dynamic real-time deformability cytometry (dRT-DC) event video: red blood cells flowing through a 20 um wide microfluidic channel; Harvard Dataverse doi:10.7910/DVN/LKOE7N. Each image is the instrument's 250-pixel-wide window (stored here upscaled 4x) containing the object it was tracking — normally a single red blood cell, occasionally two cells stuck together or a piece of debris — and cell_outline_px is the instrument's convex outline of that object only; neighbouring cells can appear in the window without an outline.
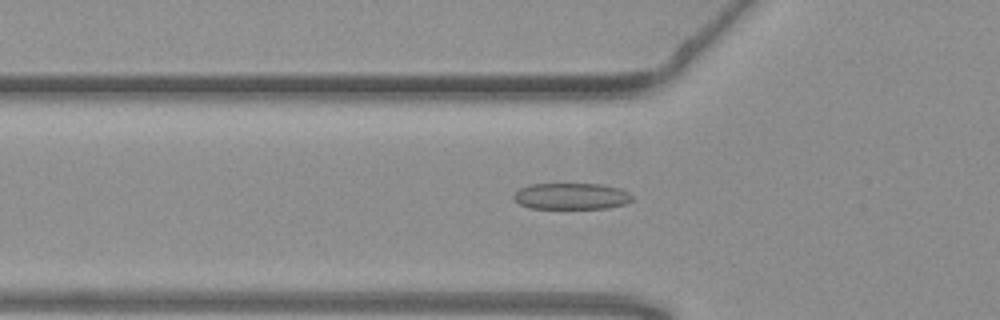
{"species": "common noctule bat (a hibernating species)", "species_latin": "Nyctalus noctula", "temperature_condition": "warm", "stored_images_in_passage": 55, "camera_frame_rate_fps": 3000, "um_per_image_px": 0.085, "animal": {"sex": "female", "body_mass_g": 19.3, "forearm_length_mm": 54.1}, "frame": {"image": 1, "passage_image": 19, "time_ms": 6.0, "image_size_px": [1000, 320], "cell_outline_px": [[632, 200], [624, 204], [608, 208], [532, 208], [520, 204], [512, 200], [512, 196], [520, 188], [532, 184], [600, 184], [620, 188], [628, 192], [632, 196]], "centroid_in_image_um": [48.55, 16.67], "position_along_channel_um": 77.2, "area_um2": 18.15}}
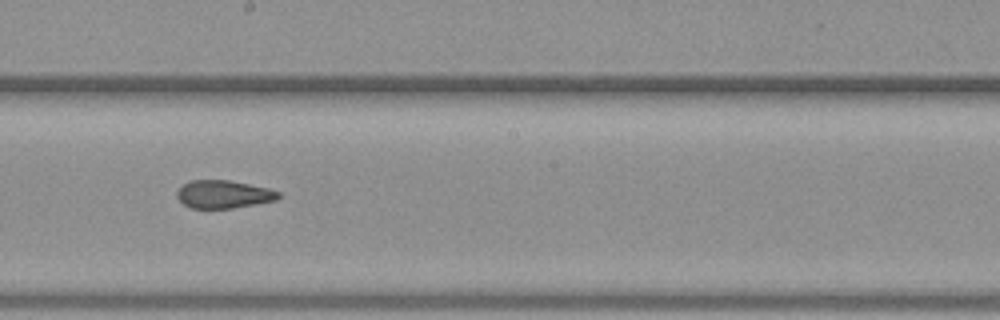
{"frame": {"image": 2, "passage_image": 31, "time_ms": 10.0, "image_size_px": [1000, 320], "cell_outline_px": [[280, 196], [276, 200], [256, 204], [232, 208], [192, 208], [184, 204], [176, 196], [176, 192], [180, 184], [192, 180], [228, 180], [268, 188], [280, 192]], "centroid_in_image_um": [18.97, 16.51], "position_along_channel_um": 229.2, "area_um2": 16.53}}
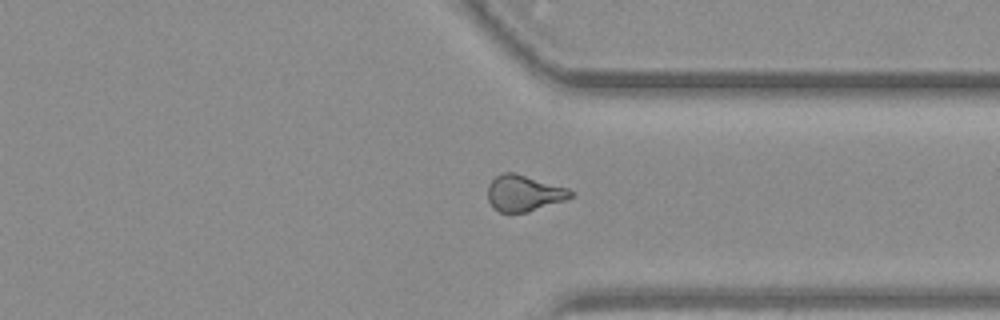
{"frame": {"image": 3, "passage_image": 42, "time_ms": 13.667, "image_size_px": [1000, 320], "cell_outline_px": [[576, 196], [528, 212], [500, 212], [492, 208], [488, 200], [488, 184], [496, 176], [504, 172], [512, 172], [568, 188], [576, 192]], "centroid_in_image_um": [44.54, 16.43], "position_along_channel_um": 366.9, "area_um2": 17.46}, "authors_computed_cell_mechanics": {"area_um2": 17.8602, "velocity_mm_per_s": 3.7817, "shape_relaxation_time_tau1_ms": null, "shape_relaxation_time_tau2_ms": 1.9954, "deformation_change_tau1": null, "deformation_change_tau2": 0.1047}}